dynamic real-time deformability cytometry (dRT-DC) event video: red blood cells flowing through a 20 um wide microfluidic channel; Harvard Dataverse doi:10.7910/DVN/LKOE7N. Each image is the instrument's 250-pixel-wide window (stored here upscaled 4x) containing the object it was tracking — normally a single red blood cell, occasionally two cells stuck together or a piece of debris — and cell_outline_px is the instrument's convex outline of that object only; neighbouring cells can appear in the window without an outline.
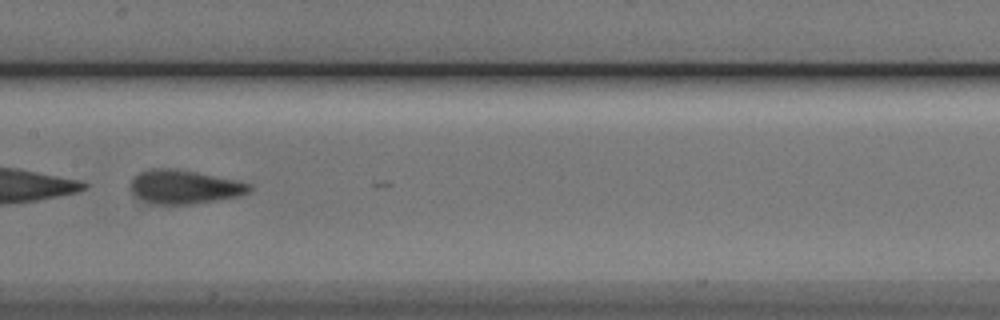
{"species": "Egyptian fruit bat (a non-hibernating species)", "species_latin": "Rousettus aegyptiacus", "temperature_condition": "cold", "stored_images_in_passage": 26, "camera_frame_rate_fps": 3000, "um_per_image_px": 0.085, "animal": {"sex": "male"}, "frame": {"image": 1, "passage_image": 23, "time_ms": 7.333, "image_size_px": [1000, 320], "cell_outline_px": [[252, 192], [240, 196], [192, 204], [152, 204], [136, 196], [128, 188], [132, 180], [140, 172], [152, 168], [172, 168], [196, 172], [240, 180], [252, 184]], "centroid_in_image_um": [15.72, 15.88], "position_along_channel_um": 191.7, "area_um2": 23.64}}